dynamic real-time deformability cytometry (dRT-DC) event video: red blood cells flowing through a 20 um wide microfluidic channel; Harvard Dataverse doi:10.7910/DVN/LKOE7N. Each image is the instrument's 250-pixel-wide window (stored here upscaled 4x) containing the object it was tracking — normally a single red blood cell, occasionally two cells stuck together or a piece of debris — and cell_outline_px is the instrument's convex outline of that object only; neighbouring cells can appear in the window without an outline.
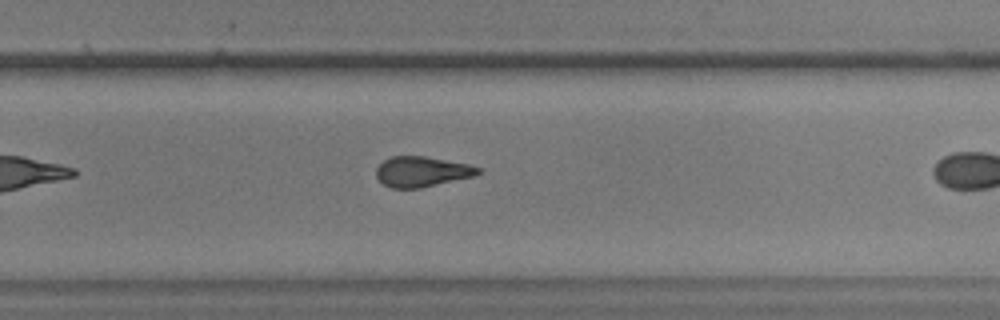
{"species": "common noctule bat (a hibernating species)", "species_latin": "Nyctalus noctula", "temperature_condition": "warm", "stored_images_in_passage": 28, "camera_frame_rate_fps": 3000, "um_per_image_px": 0.085, "animal": {"sex": "male", "body_mass_g": 17.9, "forearm_length_mm": 54.2}, "frame": {"image": 1, "passage_image": 20, "time_ms": 6.333, "image_size_px": [1000, 320], "cell_outline_px": [[480, 172], [472, 176], [420, 188], [392, 188], [384, 184], [376, 176], [376, 168], [384, 160], [392, 156], [424, 156], [468, 164], [480, 168]], "centroid_in_image_um": [35.82, 14.58], "position_along_channel_um": 294.0, "area_um2": 17.69}}